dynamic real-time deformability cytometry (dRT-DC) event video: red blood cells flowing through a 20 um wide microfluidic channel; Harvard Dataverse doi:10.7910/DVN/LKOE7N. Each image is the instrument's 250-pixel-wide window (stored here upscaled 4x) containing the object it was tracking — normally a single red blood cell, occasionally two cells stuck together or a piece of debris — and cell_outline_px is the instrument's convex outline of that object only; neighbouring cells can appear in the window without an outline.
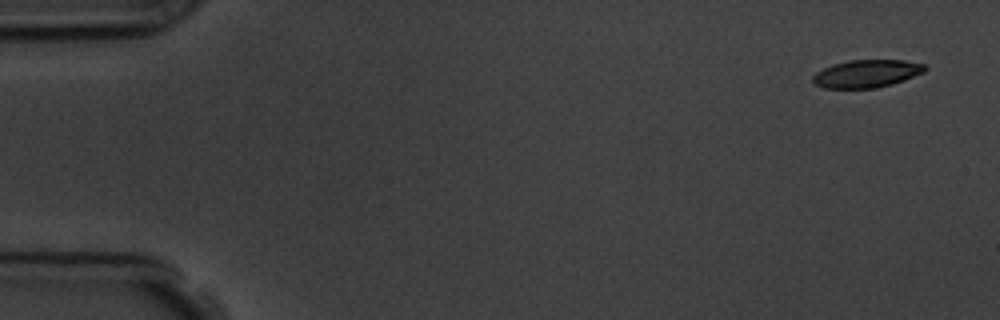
{"species": "common noctule bat (a hibernating species)", "species_latin": "Nyctalus noctula", "temperature_condition": "room temperature", "stored_images_in_passage": 5, "camera_frame_rate_fps": 3000, "um_per_image_px": 0.085, "animal": {"sex": "male", "body_mass_g": 19.5, "forearm_length_mm": 54.6}, "frame": {"image": 1, "passage_image": 1, "time_ms": 0.0, "image_size_px": [1000, 320], "cell_outline_px": [[928, 68], [924, 72], [904, 80], [892, 84], [872, 88], [824, 88], [812, 84], [812, 76], [816, 72], [832, 64], [848, 60], [904, 60], [924, 64]], "centroid_in_image_um": [73.64, 6.26], "position_along_channel_um": 11.4, "area_um2": 18.21}}
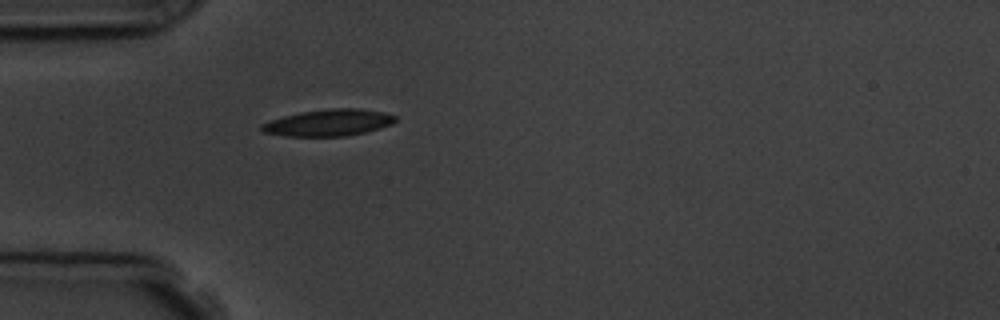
{"frame": {"image": 2, "passage_image": 5, "time_ms": 4.667, "image_size_px": [1000, 320], "cell_outline_px": [[396, 120], [392, 124], [380, 128], [364, 132], [344, 136], [284, 136], [264, 132], [260, 128], [260, 124], [268, 120], [300, 112], [332, 108], [356, 108], [384, 112], [396, 116]], "centroid_in_image_um": [27.9, 10.42], "position_along_channel_um": 57.1, "area_um2": 20.75}}